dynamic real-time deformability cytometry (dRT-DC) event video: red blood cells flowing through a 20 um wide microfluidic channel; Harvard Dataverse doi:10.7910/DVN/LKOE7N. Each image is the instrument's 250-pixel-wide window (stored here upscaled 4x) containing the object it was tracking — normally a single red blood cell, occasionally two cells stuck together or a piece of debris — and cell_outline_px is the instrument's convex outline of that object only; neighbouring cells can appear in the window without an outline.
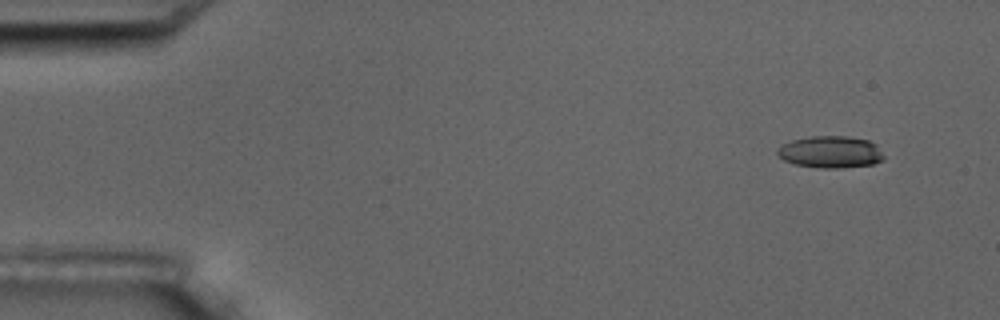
{"species": "common noctule bat (a hibernating species)", "species_latin": "Nyctalus noctula", "temperature_condition": "room temperature", "stored_images_in_passage": 6, "camera_frame_rate_fps": 3000, "um_per_image_px": 0.085, "animal": {"sex": "male", "body_mass_g": 17.5, "forearm_length_mm": 52.3}, "frame": {"image": 1, "passage_image": 1, "time_ms": 0.0, "image_size_px": [1000, 320], "cell_outline_px": [[884, 160], [872, 164], [836, 168], [824, 168], [796, 164], [784, 160], [776, 152], [784, 144], [792, 140], [812, 136], [844, 136], [868, 140], [876, 144], [884, 156]], "centroid_in_image_um": [70.63, 12.91], "position_along_channel_um": 14.4, "area_um2": 19.48}}
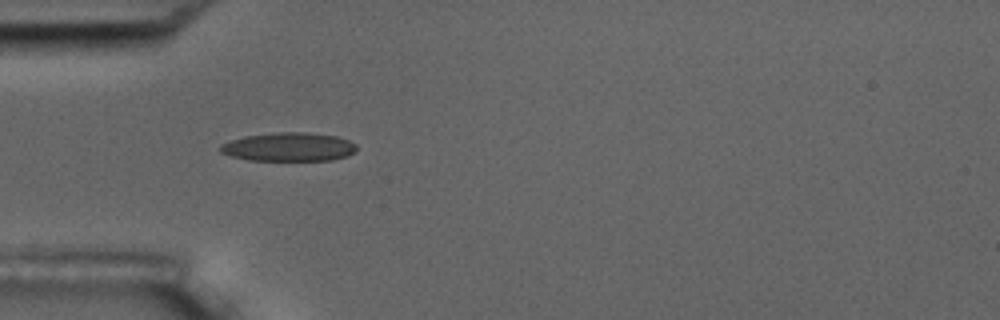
{"frame": {"image": 2, "passage_image": 4, "time_ms": 4.333, "image_size_px": [1000, 320], "cell_outline_px": [[356, 152], [348, 156], [332, 160], [248, 160], [232, 156], [220, 152], [220, 144], [244, 136], [280, 132], [304, 132], [336, 136], [348, 140], [356, 144]], "centroid_in_image_um": [24.57, 12.49], "position_along_channel_um": 60.4, "area_um2": 22.72}}